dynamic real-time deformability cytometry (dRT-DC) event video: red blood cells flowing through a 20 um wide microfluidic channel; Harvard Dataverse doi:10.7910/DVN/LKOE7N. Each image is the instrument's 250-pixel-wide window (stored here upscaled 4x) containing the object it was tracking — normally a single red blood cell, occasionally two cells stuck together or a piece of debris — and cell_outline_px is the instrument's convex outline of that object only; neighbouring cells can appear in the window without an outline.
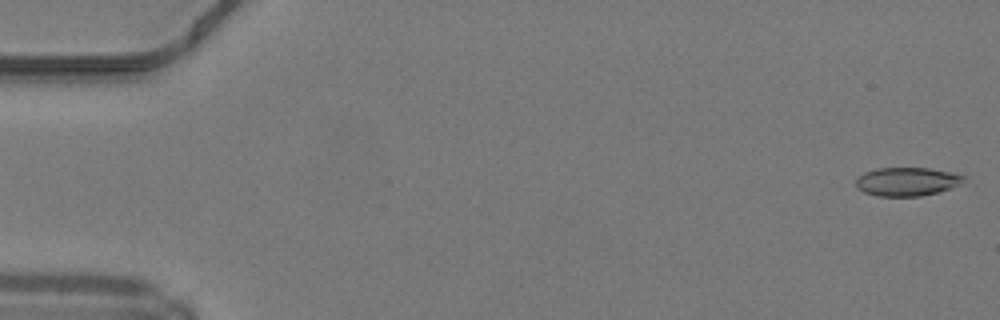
{"species": "common noctule bat (a hibernating species)", "species_latin": "Nyctalus noctula", "temperature_condition": "warm", "stored_images_in_passage": 12, "camera_frame_rate_fps": 3000, "um_per_image_px": 0.085, "animal": {"sex": "male", "body_mass_g": 19.2, "forearm_length_mm": 51.8}, "frame": {"image": 1, "passage_image": 1, "time_ms": 0.0, "image_size_px": [1000, 320], "cell_outline_px": [[964, 180], [960, 184], [936, 192], [920, 196], [876, 196], [864, 192], [856, 188], [856, 180], [864, 172], [876, 168], [928, 168], [948, 172], [964, 176]], "centroid_in_image_um": [77.03, 15.44], "position_along_channel_um": 8.0, "area_um2": 17.69}}